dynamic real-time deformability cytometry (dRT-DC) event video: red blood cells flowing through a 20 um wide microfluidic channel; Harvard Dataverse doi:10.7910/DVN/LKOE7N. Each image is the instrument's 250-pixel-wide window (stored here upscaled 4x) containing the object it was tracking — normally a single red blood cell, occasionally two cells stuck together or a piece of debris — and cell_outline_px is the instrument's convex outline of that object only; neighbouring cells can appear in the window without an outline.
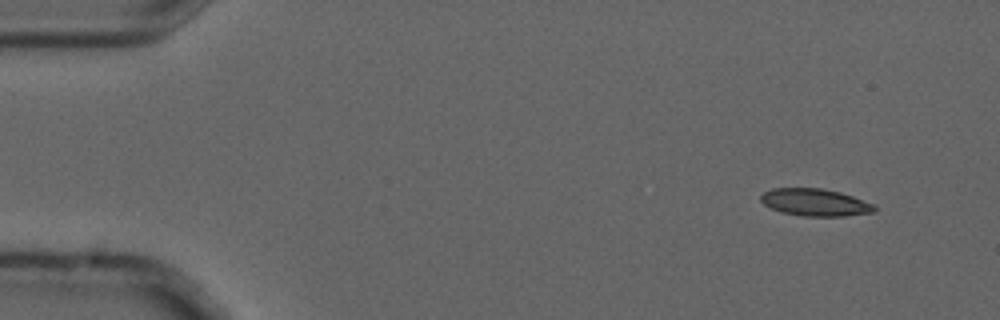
{"species": "common noctule bat (a hibernating species)", "species_latin": "Nyctalus noctula", "temperature_condition": "cold", "stored_images_in_passage": 13, "camera_frame_rate_fps": 3000, "um_per_image_px": 0.085, "animal": {"sex": "male", "forearm_length_mm": 52.5}, "frame": {"image": 1, "passage_image": 1, "time_ms": 0.0, "image_size_px": [1000, 320], "cell_outline_px": [[876, 212], [844, 216], [804, 216], [784, 212], [772, 208], [764, 204], [760, 200], [760, 196], [764, 192], [772, 188], [820, 188], [840, 192], [876, 204]], "centroid_in_image_um": [69.33, 17.2], "position_along_channel_um": 15.7, "area_um2": 18.03}}
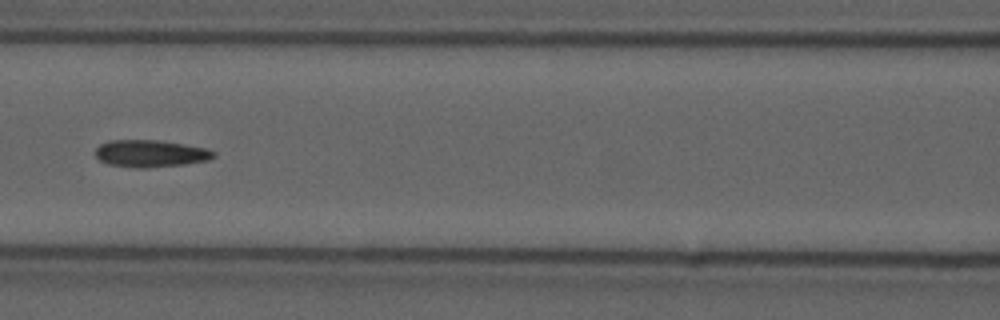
{"frame": {"image": 2, "passage_image": 6, "time_ms": 1.667, "image_size_px": [1000, 320], "cell_outline_px": [[216, 156], [208, 160], [184, 164], [144, 168], [136, 168], [108, 164], [100, 160], [96, 156], [96, 148], [100, 144], [108, 140], [156, 140], [184, 144], [204, 148], [216, 152]], "centroid_in_image_um": [12.78, 13.05], "position_along_channel_um": 153.8, "area_um2": 18.61}}
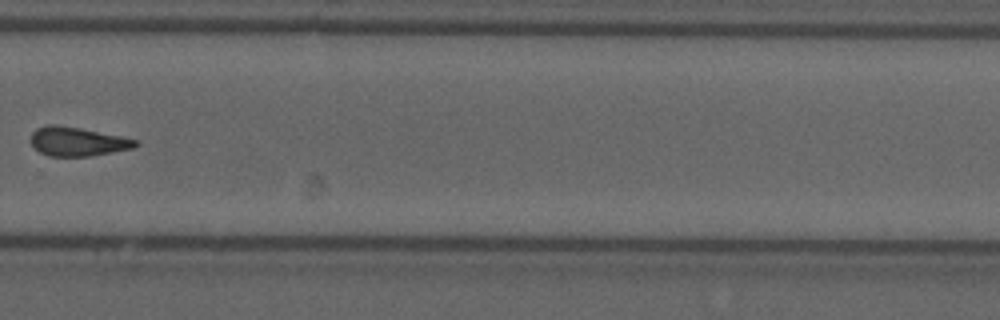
{"frame": {"image": 3, "passage_image": 10, "time_ms": 3.0, "image_size_px": [1000, 320], "cell_outline_px": [[140, 144], [136, 148], [92, 156], [48, 156], [40, 152], [32, 144], [32, 132], [36, 128], [48, 124], [56, 124], [80, 128], [140, 140]], "centroid_in_image_um": [6.64, 12.03], "position_along_channel_um": 323.2, "area_um2": 17.8}}